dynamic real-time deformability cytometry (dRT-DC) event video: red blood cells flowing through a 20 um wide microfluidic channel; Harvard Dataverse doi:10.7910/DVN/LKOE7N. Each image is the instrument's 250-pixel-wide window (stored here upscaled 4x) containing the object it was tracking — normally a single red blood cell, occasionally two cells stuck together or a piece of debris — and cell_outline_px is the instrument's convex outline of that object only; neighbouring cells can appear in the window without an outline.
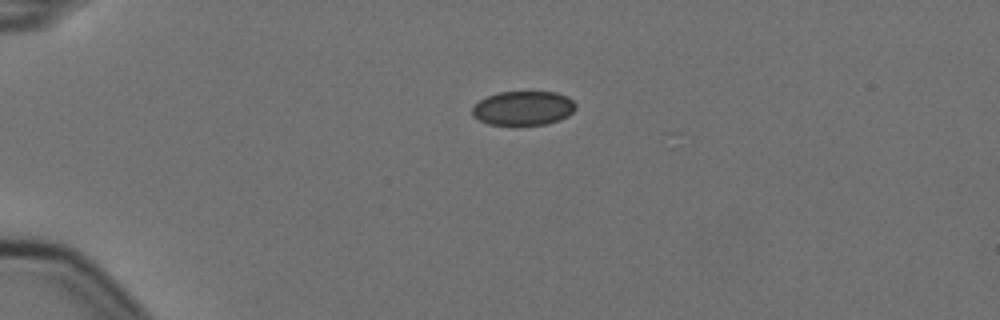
{"species": "Egyptian fruit bat (a non-hibernating species)", "species_latin": "Rousettus aegyptiacus", "temperature_condition": "cold", "stored_images_in_passage": 2, "camera_frame_rate_fps": 3000, "um_per_image_px": 0.085, "animal": {"sex": "female"}, "frame": {"image": 1, "passage_image": 1, "time_ms": 0.0, "image_size_px": [1000, 320], "cell_outline_px": [[576, 108], [568, 116], [560, 120], [548, 124], [488, 124], [480, 120], [472, 112], [472, 108], [480, 100], [496, 92], [556, 92], [568, 96], [576, 104]], "centroid_in_image_um": [44.52, 9.18], "position_along_channel_um": 40.5, "area_um2": 20.46}}